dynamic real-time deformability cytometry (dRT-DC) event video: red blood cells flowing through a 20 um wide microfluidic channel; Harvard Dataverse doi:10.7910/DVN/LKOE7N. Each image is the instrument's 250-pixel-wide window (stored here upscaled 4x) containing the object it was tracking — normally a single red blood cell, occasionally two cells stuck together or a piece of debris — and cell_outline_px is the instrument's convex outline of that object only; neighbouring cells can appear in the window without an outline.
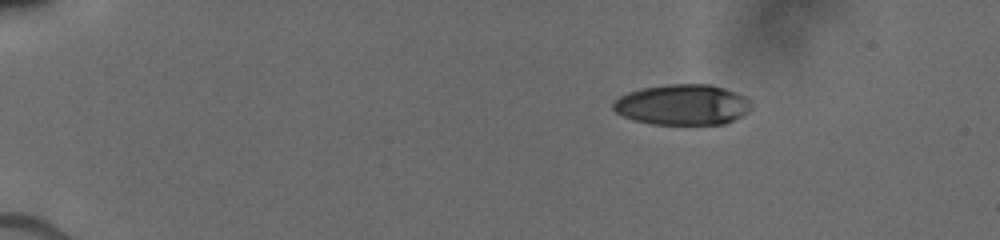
{"species": "human", "species_latin": "Homo sapiens", "temperature_condition": "cold", "stored_images_in_passage": 8, "camera_frame_rate_fps": 3000, "um_per_image_px": 0.085, "donor": {"sex": "male"}, "frame": {"image": 1, "passage_image": 1, "time_ms": 0.0, "image_size_px": [1000, 240], "cell_outline_px": [[752, 104], [748, 112], [724, 124], [652, 124], [632, 120], [616, 112], [612, 108], [612, 104], [620, 96], [628, 92], [640, 88], [668, 84], [712, 84], [724, 88], [744, 96], [752, 100]], "centroid_in_image_um": [58.01, 8.89], "position_along_channel_um": 27.0, "area_um2": 32.77}}
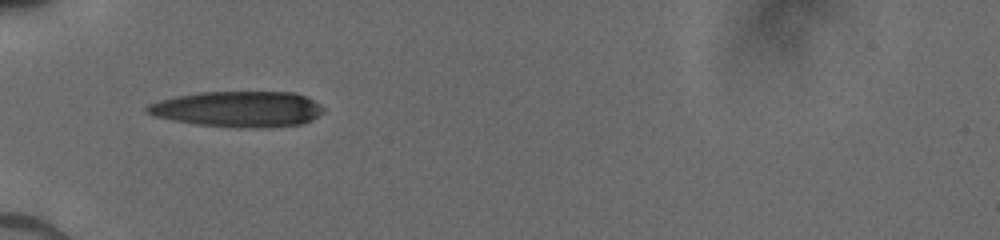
{"frame": {"image": 2, "passage_image": 6, "time_ms": 3.333, "image_size_px": [1000, 240], "cell_outline_px": [[324, 112], [312, 120], [300, 124], [268, 128], [236, 128], [196, 124], [156, 116], [148, 112], [144, 108], [148, 104], [160, 100], [176, 96], [200, 92], [296, 92], [320, 104], [324, 108]], "centroid_in_image_um": [20.28, 9.28], "position_along_channel_um": 64.7, "area_um2": 36.82}}
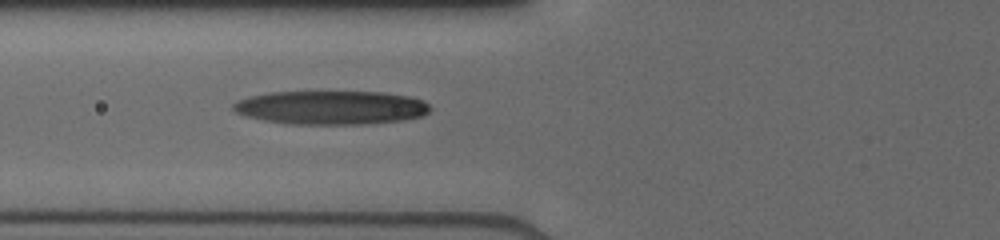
{"frame": {"image": 3, "passage_image": 8, "time_ms": 4.333, "image_size_px": [1000, 240], "cell_outline_px": [[432, 108], [428, 112], [420, 116], [400, 120], [360, 124], [288, 124], [264, 120], [244, 116], [236, 112], [232, 108], [232, 104], [248, 96], [272, 92], [380, 92], [408, 96], [420, 100], [428, 104]], "centroid_in_image_um": [28.08, 9.14], "position_along_channel_um": 97.7, "area_um2": 38.44}}